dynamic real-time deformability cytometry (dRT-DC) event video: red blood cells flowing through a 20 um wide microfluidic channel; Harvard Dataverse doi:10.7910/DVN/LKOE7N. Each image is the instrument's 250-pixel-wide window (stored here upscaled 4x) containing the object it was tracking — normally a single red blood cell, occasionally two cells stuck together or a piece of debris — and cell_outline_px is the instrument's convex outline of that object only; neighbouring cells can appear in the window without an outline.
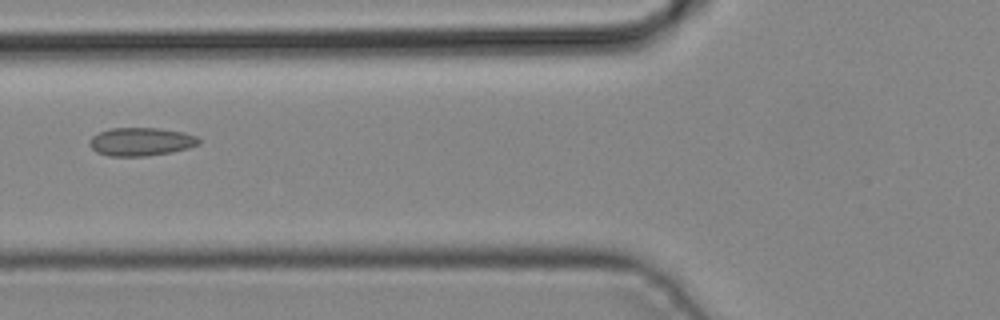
{"species": "common noctule bat (a hibernating species)", "species_latin": "Nyctalus noctula", "temperature_condition": "cold", "stored_images_in_passage": 5, "camera_frame_rate_fps": 3000, "um_per_image_px": 0.085, "animal": {"sex": "male", "body_mass_g": 19.2, "forearm_length_mm": 51.8}, "frame": {"image": 1, "passage_image": 5, "time_ms": 1.333, "image_size_px": [1000, 320], "cell_outline_px": [[200, 144], [188, 148], [172, 152], [148, 156], [108, 156], [96, 152], [88, 144], [88, 140], [92, 136], [100, 132], [112, 128], [160, 128], [184, 132], [196, 136], [200, 140]], "centroid_in_image_um": [11.98, 12.05], "position_along_channel_um": 113.8, "area_um2": 18.15}}